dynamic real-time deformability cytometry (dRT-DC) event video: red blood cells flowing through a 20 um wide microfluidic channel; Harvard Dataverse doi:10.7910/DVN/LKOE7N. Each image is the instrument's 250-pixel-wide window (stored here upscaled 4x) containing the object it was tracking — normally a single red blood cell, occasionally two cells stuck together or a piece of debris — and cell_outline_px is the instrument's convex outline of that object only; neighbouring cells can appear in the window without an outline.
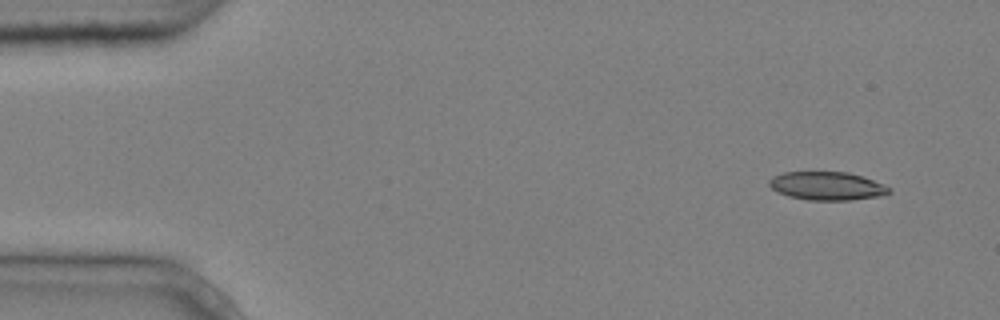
{"species": "common noctule bat (a hibernating species)", "species_latin": "Nyctalus noctula", "temperature_condition": "cold", "stored_images_in_passage": 4, "camera_frame_rate_fps": 3000, "um_per_image_px": 0.085, "animal": {"sex": "male", "body_mass_g": 20.4}, "frame": {"image": 1, "passage_image": 1, "time_ms": 0.0, "image_size_px": [1000, 320], "cell_outline_px": [[892, 192], [880, 196], [852, 200], [808, 200], [788, 196], [776, 192], [768, 184], [768, 180], [772, 176], [784, 172], [848, 172], [872, 180], [892, 188]], "centroid_in_image_um": [70.27, 15.81], "position_along_channel_um": 14.7, "area_um2": 19.88}}
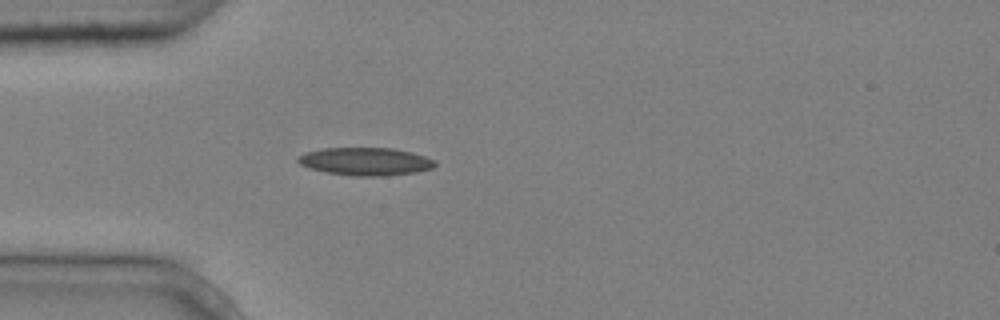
{"frame": {"image": 2, "passage_image": 4, "time_ms": 1.0, "image_size_px": [1000, 320], "cell_outline_px": [[436, 164], [432, 168], [416, 172], [384, 176], [356, 176], [328, 172], [308, 168], [300, 164], [296, 160], [296, 156], [304, 152], [324, 148], [392, 148], [412, 152], [436, 160]], "centroid_in_image_um": [31.05, 13.72], "position_along_channel_um": 54.0, "area_um2": 22.31}}